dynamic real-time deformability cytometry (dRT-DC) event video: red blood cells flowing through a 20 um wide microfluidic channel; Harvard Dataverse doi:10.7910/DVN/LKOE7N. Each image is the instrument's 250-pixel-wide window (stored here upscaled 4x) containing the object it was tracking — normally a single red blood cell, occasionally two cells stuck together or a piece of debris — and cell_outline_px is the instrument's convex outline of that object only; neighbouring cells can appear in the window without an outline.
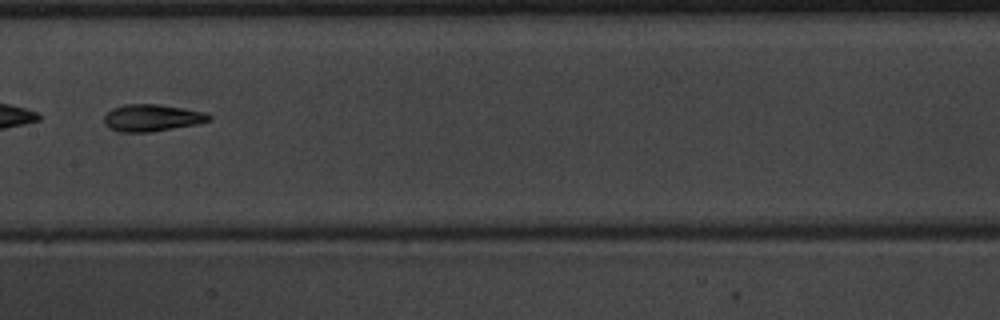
{"species": "common noctule bat (a hibernating species)", "species_latin": "Nyctalus noctula", "temperature_condition": "warm", "stored_images_in_passage": 32, "camera_frame_rate_fps": 3000, "um_per_image_px": 0.085, "animal": {"sex": "male", "body_mass_g": 20.1, "forearm_length_mm": 53.5}, "frame": {"image": 1, "passage_image": 10, "time_ms": 3.0, "image_size_px": [1000, 320], "cell_outline_px": [[212, 120], [196, 124], [152, 132], [116, 132], [108, 128], [104, 124], [104, 116], [112, 108], [124, 104], [160, 104], [184, 108], [204, 112], [212, 116]], "centroid_in_image_um": [12.89, 10.02], "position_along_channel_um": 194.5, "area_um2": 16.7}, "authors_computed_cell_mechanics": {"area_um2": 16.184, "velocity_mm_per_s": 4.0335, "shape_relaxation_time_tau1_ms": 3.6087, "shape_relaxation_time_tau2_ms": 1.8435, "deformation_change_tau1": 0.1871, "deformation_change_tau2": 0.098}}